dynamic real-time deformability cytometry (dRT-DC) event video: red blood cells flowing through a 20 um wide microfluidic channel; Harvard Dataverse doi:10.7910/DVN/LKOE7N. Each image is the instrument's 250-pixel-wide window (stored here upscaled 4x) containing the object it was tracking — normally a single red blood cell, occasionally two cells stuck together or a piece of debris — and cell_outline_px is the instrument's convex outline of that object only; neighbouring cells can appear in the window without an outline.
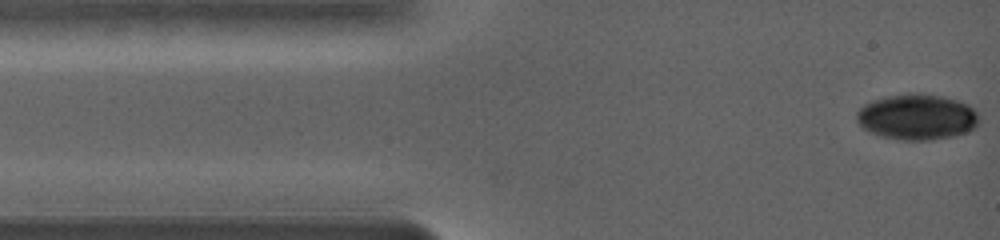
{"species": "common noctule bat (a hibernating species)", "species_latin": "Nyctalus noctula", "temperature_condition": "warm", "stored_images_in_passage": 9, "camera_frame_rate_fps": 5000, "um_per_image_px": 0.085, "animal": {"sex": "female", "body_mass_g": 19.0, "forearm_length_mm": 56.7}, "frame": {"image": 1, "passage_image": 1, "time_ms": 0.0, "image_size_px": [1000, 240], "cell_outline_px": [[980, 120], [972, 128], [956, 136], [932, 140], [904, 140], [880, 136], [868, 132], [856, 120], [856, 112], [864, 104], [872, 100], [892, 96], [936, 96], [956, 100], [972, 108], [976, 112]], "centroid_in_image_um": [77.91, 10.0], "position_along_channel_um": 7.1, "area_um2": 31.62}}